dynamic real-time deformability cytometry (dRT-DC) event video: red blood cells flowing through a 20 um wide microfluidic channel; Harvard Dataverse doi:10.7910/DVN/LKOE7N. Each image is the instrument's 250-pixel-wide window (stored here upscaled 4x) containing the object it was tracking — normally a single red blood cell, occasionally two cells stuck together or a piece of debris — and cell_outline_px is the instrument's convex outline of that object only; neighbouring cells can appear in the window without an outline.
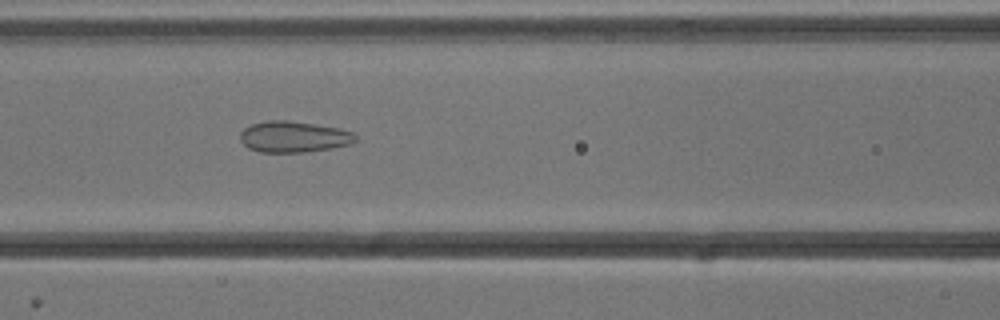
{"species": "common noctule bat (a hibernating species)", "species_latin": "Nyctalus noctula", "temperature_condition": "cold", "stored_images_in_passage": 53, "camera_frame_rate_fps": 3000, "um_per_image_px": 0.085, "animal": {"sex": "male", "body_mass_g": 13.3}, "frame": {"image": 1, "passage_image": 22, "time_ms": 7.0, "image_size_px": [1000, 320], "cell_outline_px": [[356, 140], [348, 144], [332, 148], [304, 152], [260, 152], [248, 148], [240, 140], [240, 132], [244, 128], [252, 124], [264, 120], [288, 120], [340, 128], [352, 132], [356, 136]], "centroid_in_image_um": [24.93, 11.62], "position_along_channel_um": 141.7, "area_um2": 20.92}}
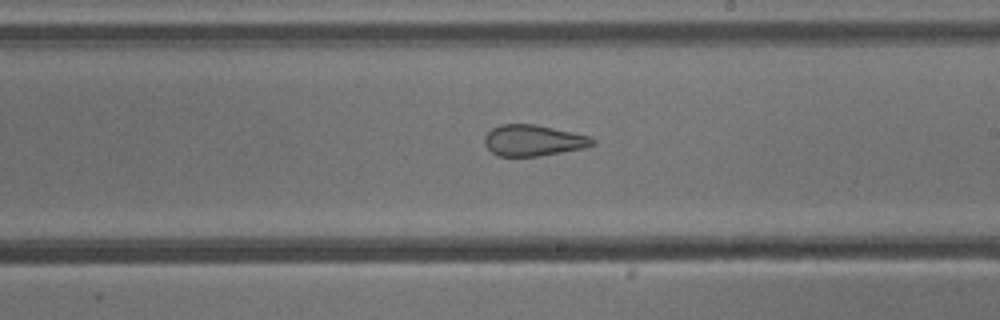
{"frame": {"image": 2, "passage_image": 30, "time_ms": 9.667, "image_size_px": [1000, 320], "cell_outline_px": [[596, 144], [584, 148], [540, 156], [496, 156], [484, 144], [484, 136], [492, 128], [500, 124], [532, 124], [592, 136], [596, 140]], "centroid_in_image_um": [45.34, 11.94], "position_along_channel_um": 243.7, "area_um2": 19.65}}
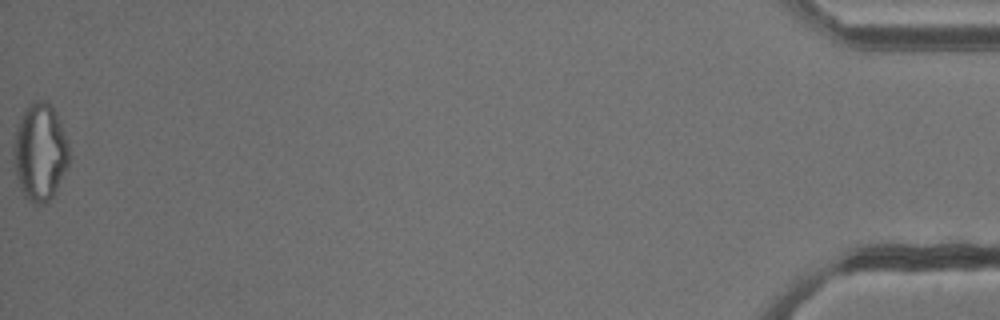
{"frame": {"image": 3, "passage_image": 53, "time_ms": 17.333, "image_size_px": [1000, 320], "cell_outline_px": [[68, 164], [52, 196], [44, 204], [32, 204], [24, 196], [20, 188], [16, 176], [12, 156], [12, 148], [16, 124], [24, 108], [28, 104], [36, 100], [44, 100], [52, 104], [64, 132], [68, 144]], "centroid_in_image_um": [3.34, 12.89], "position_along_channel_um": 431.9, "area_um2": 31.73}, "authors_computed_cell_mechanics": {"area_um2": 26.7036, "velocity_mm_per_s": 3.8275, "shape_relaxation_time_tau1_ms": null, "shape_relaxation_time_tau2_ms": 1.6068, "deformation_change_tau1": null, "deformation_change_tau2": 0.0974}}